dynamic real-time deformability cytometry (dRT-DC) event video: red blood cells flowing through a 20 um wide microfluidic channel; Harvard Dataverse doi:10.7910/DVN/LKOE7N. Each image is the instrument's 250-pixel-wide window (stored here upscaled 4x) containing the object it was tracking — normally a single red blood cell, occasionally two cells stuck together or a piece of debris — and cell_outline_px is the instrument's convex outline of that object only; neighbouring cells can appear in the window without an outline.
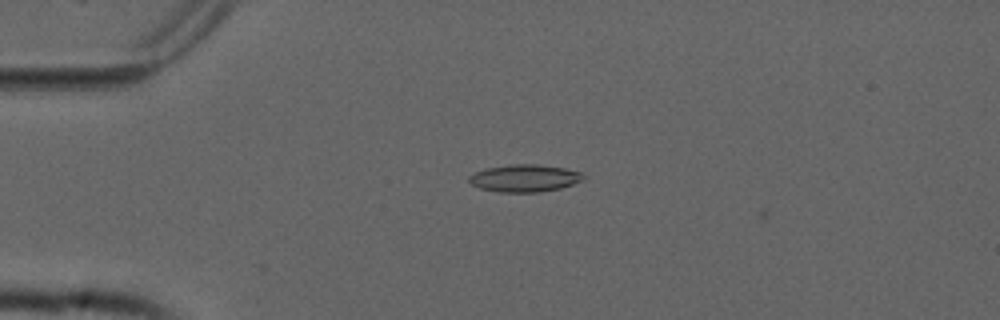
{"species": "common noctule bat (a hibernating species)", "species_latin": "Nyctalus noctula", "temperature_condition": "cold", "stored_images_in_passage": 12, "camera_frame_rate_fps": 3000, "um_per_image_px": 0.085, "animal": {"sex": "male", "forearm_length_mm": 52.5}, "frame": {"image": 1, "passage_image": 11, "time_ms": 3.333, "image_size_px": [1000, 320], "cell_outline_px": [[584, 180], [560, 188], [540, 192], [500, 192], [480, 188], [472, 184], [468, 180], [468, 176], [484, 168], [512, 164], [536, 164], [564, 168], [584, 172]], "centroid_in_image_um": [44.6, 15.14], "position_along_channel_um": 40.4, "area_um2": 18.26}}